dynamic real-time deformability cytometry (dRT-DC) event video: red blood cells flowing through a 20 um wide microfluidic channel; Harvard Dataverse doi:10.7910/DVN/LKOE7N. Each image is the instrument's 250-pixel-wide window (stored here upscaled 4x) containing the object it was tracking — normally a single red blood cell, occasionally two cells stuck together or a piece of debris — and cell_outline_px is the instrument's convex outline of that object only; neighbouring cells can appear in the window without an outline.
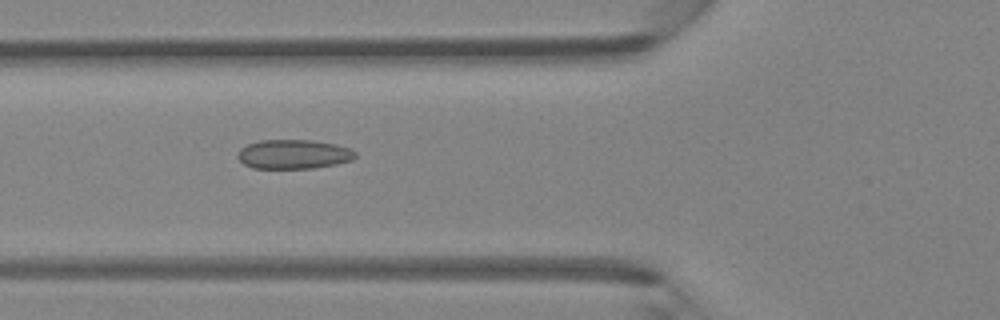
{"species": "Egyptian fruit bat (a non-hibernating species)", "species_latin": "Rousettus aegyptiacus", "temperature_condition": "room temperature", "stored_images_in_passage": 6, "camera_frame_rate_fps": 3000, "um_per_image_px": 0.085, "animal": {"sex": "female"}, "frame": {"image": 1, "passage_image": 4, "time_ms": 4.333, "image_size_px": [1000, 320], "cell_outline_px": [[356, 156], [352, 160], [336, 164], [312, 168], [252, 168], [244, 164], [236, 156], [240, 148], [248, 144], [260, 140], [312, 140], [336, 144], [348, 148], [356, 152]], "centroid_in_image_um": [24.94, 13.1], "position_along_channel_um": 100.9, "area_um2": 20.06}}
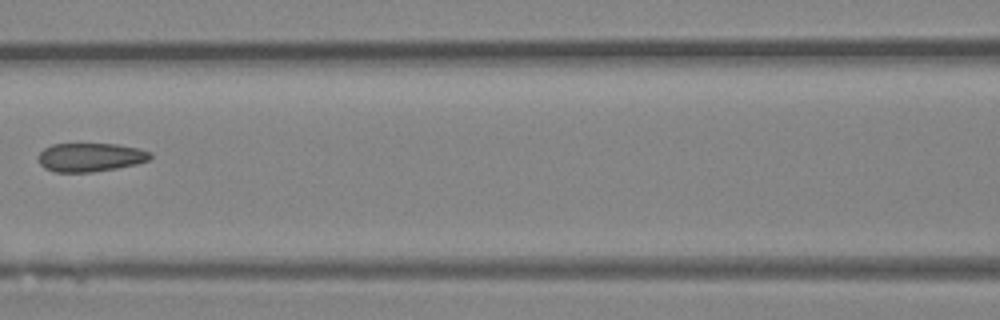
{"frame": {"image": 2, "passage_image": 5, "time_ms": 5.667, "image_size_px": [1000, 320], "cell_outline_px": [[152, 156], [148, 160], [136, 164], [116, 168], [92, 172], [56, 172], [44, 168], [40, 164], [36, 156], [44, 148], [52, 144], [116, 144], [140, 148], [152, 152]], "centroid_in_image_um": [7.67, 13.36], "position_along_channel_um": 158.9, "area_um2": 18.84}}
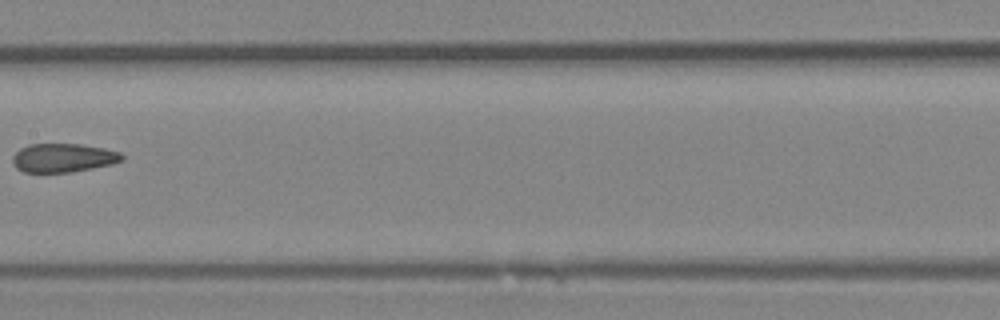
{"frame": {"image": 3, "passage_image": 6, "time_ms": 6.667, "image_size_px": [1000, 320], "cell_outline_px": [[124, 160], [112, 164], [72, 172], [24, 172], [16, 168], [12, 160], [12, 156], [20, 148], [28, 144], [80, 144], [104, 148], [120, 152], [124, 156]], "centroid_in_image_um": [5.37, 13.41], "position_along_channel_um": 202.0, "area_um2": 18.38}}